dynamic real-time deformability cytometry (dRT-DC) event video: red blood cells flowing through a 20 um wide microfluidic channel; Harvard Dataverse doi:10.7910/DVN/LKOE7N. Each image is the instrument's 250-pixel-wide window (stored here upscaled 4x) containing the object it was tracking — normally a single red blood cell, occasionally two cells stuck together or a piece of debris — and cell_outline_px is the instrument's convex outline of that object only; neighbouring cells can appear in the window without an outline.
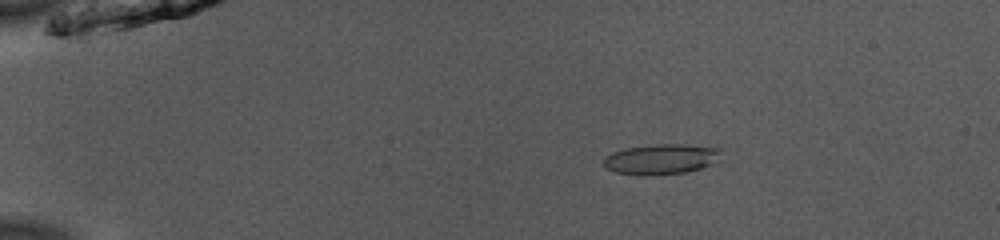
{"species": "common noctule bat (a hibernating species)", "species_latin": "Nyctalus noctula", "temperature_condition": "room temperature", "stored_images_in_passage": 52, "camera_frame_rate_fps": 3000, "um_per_image_px": 0.085, "animal": {"sex": "male", "body_mass_g": 13.0, "forearm_length_mm": 53.1}, "frame": {"image": 1, "passage_image": 10, "time_ms": 3.0, "image_size_px": [1000, 240], "cell_outline_px": [[724, 160], [700, 168], [684, 172], [644, 176], [616, 172], [608, 168], [604, 164], [604, 160], [612, 152], [624, 148], [660, 144], [684, 144], [724, 148]], "centroid_in_image_um": [56.34, 13.51], "position_along_channel_um": 28.7, "area_um2": 21.04}}
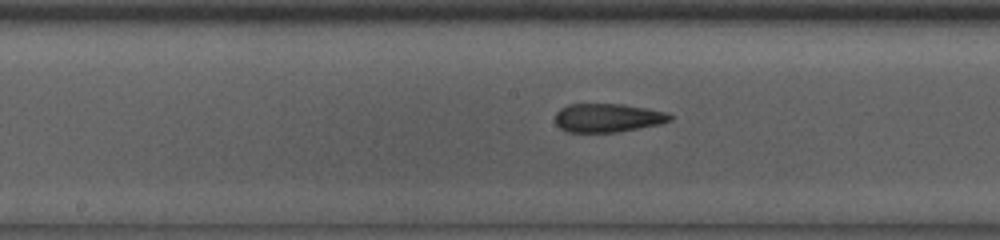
{"frame": {"image": 2, "passage_image": 28, "time_ms": 9.0, "image_size_px": [1000, 240], "cell_outline_px": [[676, 116], [672, 120], [660, 124], [616, 132], [568, 132], [560, 128], [556, 124], [556, 112], [560, 108], [568, 104], [620, 104], [648, 108], [668, 112]], "centroid_in_image_um": [51.69, 10.01], "position_along_channel_um": 196.5, "area_um2": 19.31}}
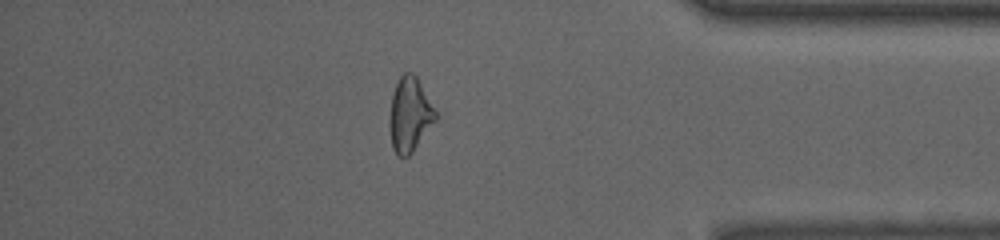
{"frame": {"image": 3, "passage_image": 45, "time_ms": 14.667, "image_size_px": [1000, 240], "cell_outline_px": [[436, 120], [412, 152], [408, 156], [396, 156], [392, 148], [388, 124], [388, 120], [392, 92], [400, 76], [404, 72], [412, 72], [416, 76], [436, 112]], "centroid_in_image_um": [34.78, 9.75], "position_along_channel_um": 400.4, "area_um2": 19.94}, "authors_computed_cell_mechanics": {"area_um2": 20.3167, "velocity_mm_per_s": 3.9686, "shape_relaxation_time_tau1_ms": null, "shape_relaxation_time_tau2_ms": 1.7321, "deformation_change_tau1": null, "deformation_change_tau2": 0.1029}}